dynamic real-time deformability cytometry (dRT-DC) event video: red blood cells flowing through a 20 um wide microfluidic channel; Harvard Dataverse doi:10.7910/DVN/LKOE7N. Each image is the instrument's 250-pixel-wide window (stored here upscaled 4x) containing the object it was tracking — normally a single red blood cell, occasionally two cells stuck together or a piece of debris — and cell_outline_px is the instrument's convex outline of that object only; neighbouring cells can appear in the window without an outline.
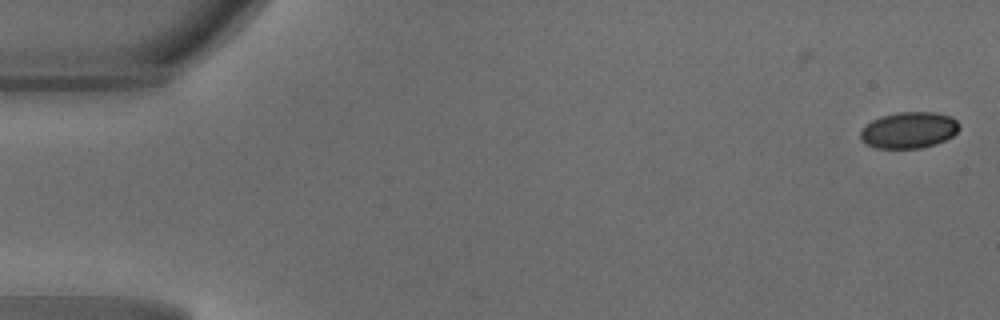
{"species": "common noctule bat (a hibernating species)", "species_latin": "Nyctalus noctula", "temperature_condition": "warm", "stored_images_in_passage": 48, "camera_frame_rate_fps": 3000, "um_per_image_px": 0.085, "animal": {"sex": "male", "body_mass_g": 18.8}, "frame": {"image": 1, "passage_image": 1, "time_ms": 0.0, "image_size_px": [1000, 320], "cell_outline_px": [[960, 128], [952, 136], [936, 144], [920, 148], [876, 148], [864, 144], [860, 140], [860, 132], [872, 120], [880, 116], [896, 112], [936, 112], [952, 116], [960, 124]], "centroid_in_image_um": [77.26, 11.05], "position_along_channel_um": 7.7, "area_um2": 21.1}}
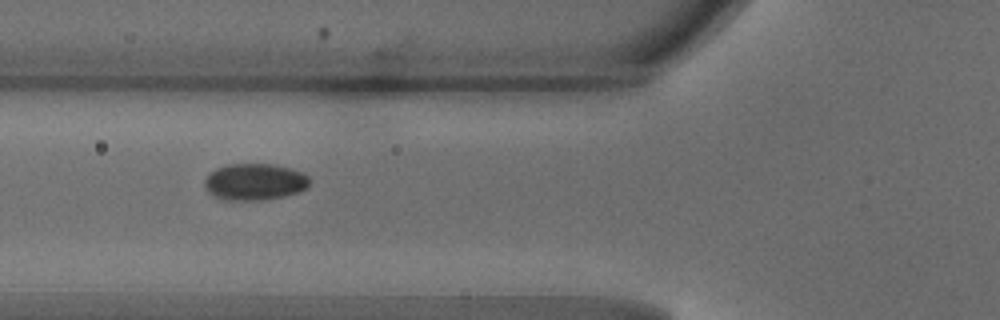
{"frame": {"image": 2, "passage_image": 18, "time_ms": 5.667, "image_size_px": [1000, 320], "cell_outline_px": [[312, 180], [308, 188], [300, 192], [284, 196], [264, 200], [224, 200], [212, 196], [204, 188], [204, 180], [216, 168], [228, 164], [272, 164], [292, 168], [308, 176]], "centroid_in_image_um": [21.67, 15.47], "position_along_channel_um": 104.1, "area_um2": 22.77}}
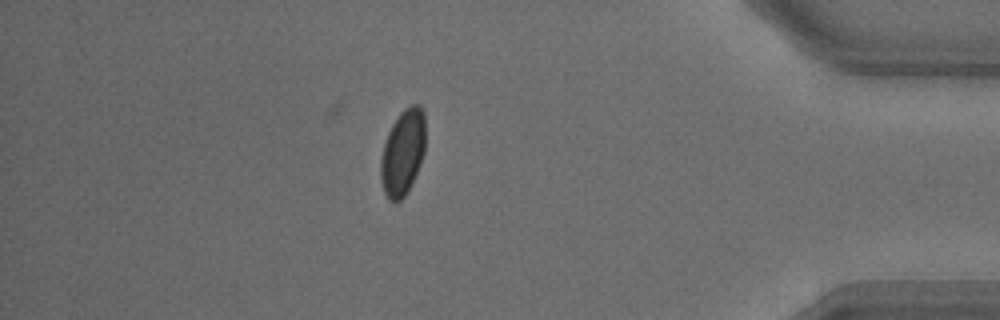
{"frame": {"image": 3, "passage_image": 42, "time_ms": 13.667, "image_size_px": [1000, 320], "cell_outline_px": [[424, 152], [420, 164], [412, 184], [408, 192], [396, 204], [388, 200], [384, 192], [380, 176], [380, 160], [384, 144], [388, 132], [392, 124], [400, 112], [404, 108], [412, 104], [420, 104], [424, 112]], "centroid_in_image_um": [34.23, 12.98], "position_along_channel_um": 401.0, "area_um2": 22.54}, "authors_computed_cell_mechanics": {"area_um2": 22.0796, "velocity_mm_per_s": 4.1827, "shape_relaxation_time_tau1_ms": 3.1204, "shape_relaxation_time_tau2_ms": null, "deformation_change_tau1": 0.0703, "deformation_change_tau2": null}}